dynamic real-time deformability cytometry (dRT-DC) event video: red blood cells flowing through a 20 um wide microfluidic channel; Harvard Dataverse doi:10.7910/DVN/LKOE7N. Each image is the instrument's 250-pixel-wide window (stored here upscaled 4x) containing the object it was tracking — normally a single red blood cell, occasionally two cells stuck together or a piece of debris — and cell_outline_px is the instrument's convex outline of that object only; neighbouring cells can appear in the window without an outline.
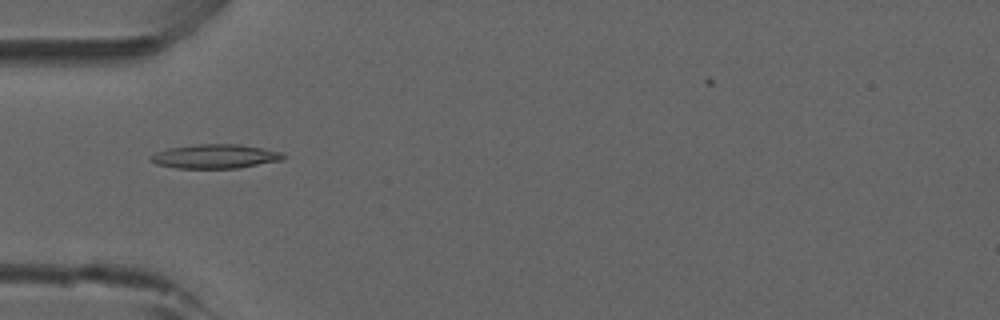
{"species": "common noctule bat (a hibernating species)", "species_latin": "Nyctalus noctula", "temperature_condition": "room temperature", "stored_images_in_passage": 52, "camera_frame_rate_fps": 3000, "um_per_image_px": 0.085, "animal": {"sex": "male", "forearm_length_mm": 52.5}, "frame": {"image": 1, "passage_image": 17, "time_ms": 5.333, "image_size_px": [1000, 320], "cell_outline_px": [[284, 160], [236, 168], [176, 168], [156, 164], [148, 160], [148, 156], [156, 152], [168, 148], [196, 144], [240, 144], [284, 152]], "centroid_in_image_um": [18.27, 13.29], "position_along_channel_um": 66.7, "area_um2": 18.79}}
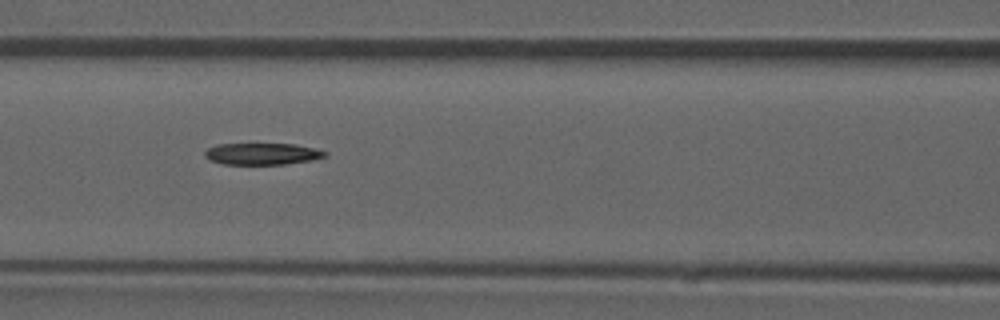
{"frame": {"image": 2, "passage_image": 23, "time_ms": 7.333, "image_size_px": [1000, 320], "cell_outline_px": [[328, 152], [324, 156], [312, 160], [284, 164], [224, 164], [208, 160], [204, 156], [204, 152], [208, 148], [216, 144], [296, 144]], "centroid_in_image_um": [22.23, 13.07], "position_along_channel_um": 144.4, "area_um2": 15.09}}
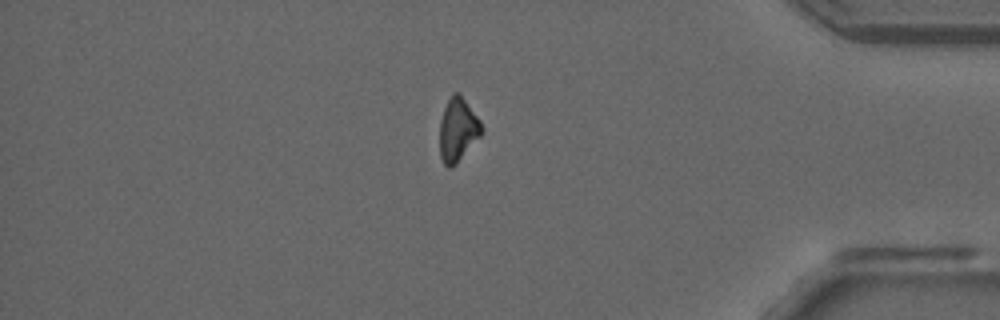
{"frame": {"image": 3, "passage_image": 45, "time_ms": 14.667, "image_size_px": [1000, 320], "cell_outline_px": [[484, 132], [456, 164], [448, 168], [444, 164], [440, 156], [440, 120], [444, 108], [452, 92], [456, 92], [464, 100], [480, 120], [484, 128]], "centroid_in_image_um": [38.92, 11.05], "position_along_channel_um": 396.3, "area_um2": 15.37}}